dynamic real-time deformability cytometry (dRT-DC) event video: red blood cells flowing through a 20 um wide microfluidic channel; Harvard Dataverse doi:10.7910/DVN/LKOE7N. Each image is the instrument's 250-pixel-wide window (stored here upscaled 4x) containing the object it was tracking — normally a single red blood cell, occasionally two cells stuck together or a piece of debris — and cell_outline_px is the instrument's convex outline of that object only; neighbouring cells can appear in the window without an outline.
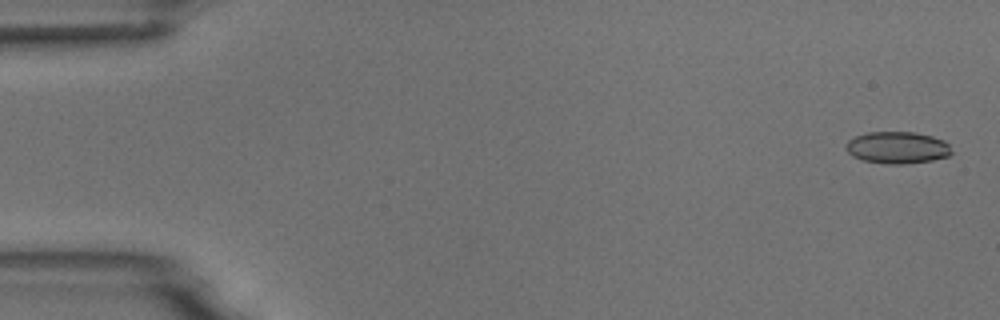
{"species": "common noctule bat (a hibernating species)", "species_latin": "Nyctalus noctula", "temperature_condition": "room temperature", "stored_images_in_passage": 54, "camera_frame_rate_fps": 3000, "um_per_image_px": 0.085, "animal": {"sex": "male", "body_mass_g": 18.8}, "frame": {"image": 1, "passage_image": 2, "time_ms": 0.333, "image_size_px": [1000, 320], "cell_outline_px": [[952, 152], [948, 156], [932, 160], [900, 164], [888, 164], [864, 160], [852, 156], [844, 148], [844, 144], [848, 140], [856, 136], [868, 132], [916, 132], [932, 136], [944, 140], [948, 144]], "centroid_in_image_um": [76.25, 12.53], "position_along_channel_um": 8.8, "area_um2": 19.65}}
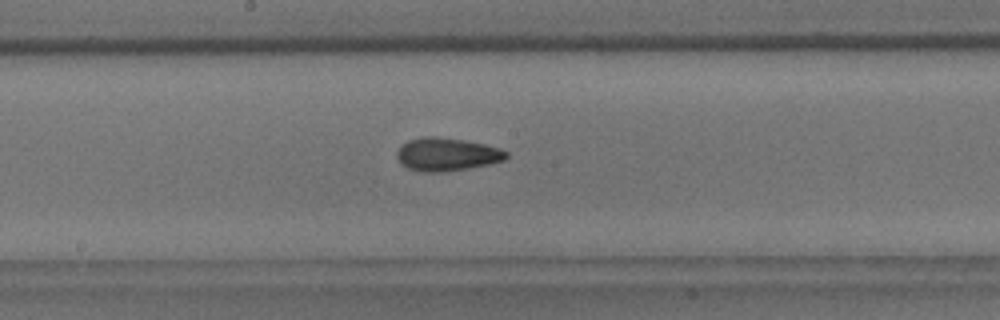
{"frame": {"image": 2, "passage_image": 29, "time_ms": 9.333, "image_size_px": [1000, 320], "cell_outline_px": [[508, 156], [504, 160], [488, 164], [468, 168], [444, 172], [420, 172], [408, 168], [400, 164], [396, 156], [396, 152], [400, 144], [408, 140], [424, 136], [436, 136], [464, 140], [484, 144], [500, 148], [508, 152]], "centroid_in_image_um": [37.93, 13.12], "position_along_channel_um": 210.3, "area_um2": 21.33}}
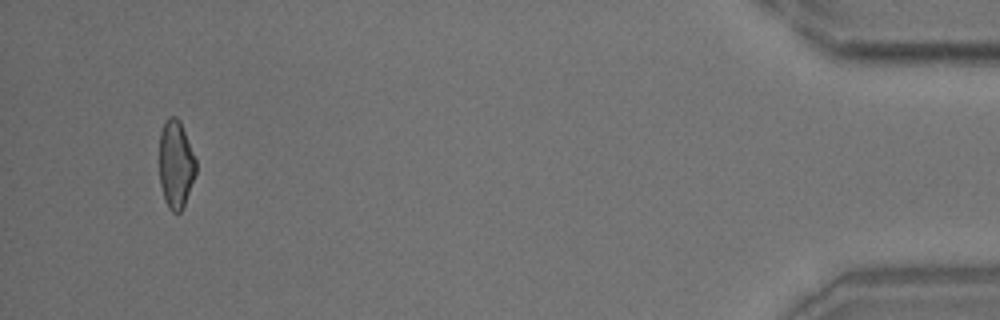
{"frame": {"image": 3, "passage_image": 52, "time_ms": 17.0, "image_size_px": [1000, 320], "cell_outline_px": [[196, 172], [184, 204], [180, 212], [172, 212], [168, 208], [164, 200], [160, 184], [160, 132], [168, 116], [176, 116], [180, 120], [196, 160]], "centroid_in_image_um": [14.94, 13.96], "position_along_channel_um": 420.3, "area_um2": 18.61}, "authors_computed_cell_mechanics": {"area_um2": 20.0566, "velocity_mm_per_s": 3.7317, "shape_relaxation_time_tau1_ms": 5.0257, "shape_relaxation_time_tau2_ms": 2.8671, "deformation_change_tau1": 0.1355, "deformation_change_tau2": 0.0943}}